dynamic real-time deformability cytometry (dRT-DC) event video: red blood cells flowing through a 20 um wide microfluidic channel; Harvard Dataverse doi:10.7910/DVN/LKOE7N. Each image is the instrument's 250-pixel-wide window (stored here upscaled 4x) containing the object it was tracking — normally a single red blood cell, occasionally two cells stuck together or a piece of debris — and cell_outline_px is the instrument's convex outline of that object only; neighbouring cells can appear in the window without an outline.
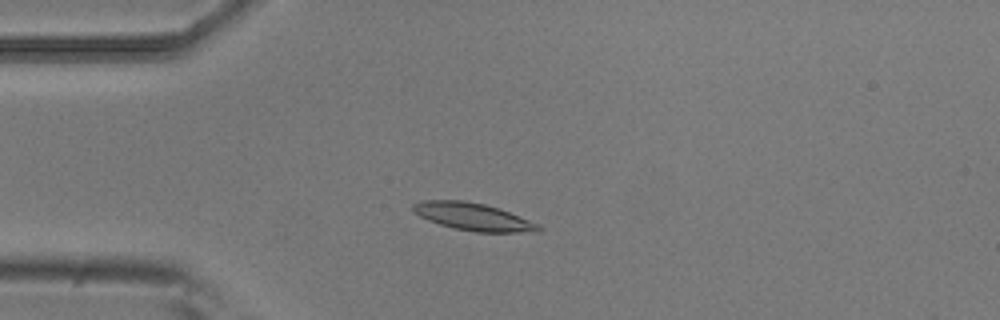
{"species": "common noctule bat (a hibernating species)", "species_latin": "Nyctalus noctula", "temperature_condition": "room temperature", "stored_images_in_passage": 10, "camera_frame_rate_fps": 3000, "um_per_image_px": 0.085, "animal": {"sex": "male", "body_mass_g": 20.5, "forearm_length_mm": 52.5}, "frame": {"image": 1, "passage_image": 4, "time_ms": 1.0, "image_size_px": [1000, 320], "cell_outline_px": [[544, 228], [540, 232], [476, 232], [452, 228], [428, 220], [412, 212], [412, 204], [424, 200], [464, 200], [484, 204], [500, 208], [540, 224]], "centroid_in_image_um": [40.25, 18.42], "position_along_channel_um": 44.7, "area_um2": 20.35}}
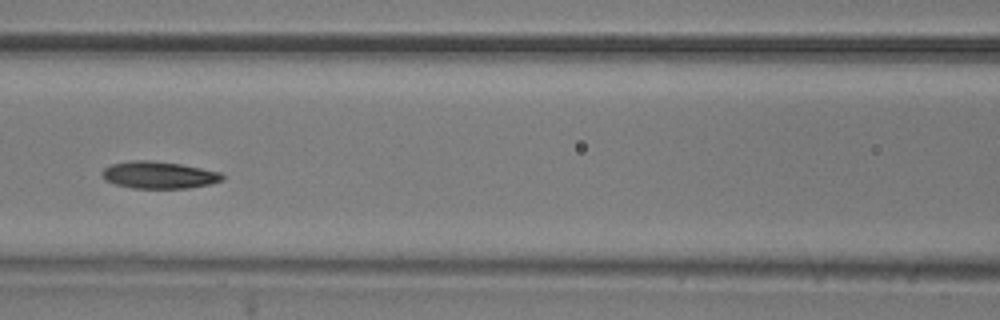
{"frame": {"image": 2, "passage_image": 7, "time_ms": 2.0, "image_size_px": [1000, 320], "cell_outline_px": [[224, 180], [208, 184], [188, 188], [132, 188], [116, 184], [104, 180], [100, 176], [100, 172], [104, 168], [112, 164], [132, 160], [152, 160], [180, 164], [220, 172], [224, 176]], "centroid_in_image_um": [13.46, 14.87], "position_along_channel_um": 153.1, "area_um2": 19.02}}
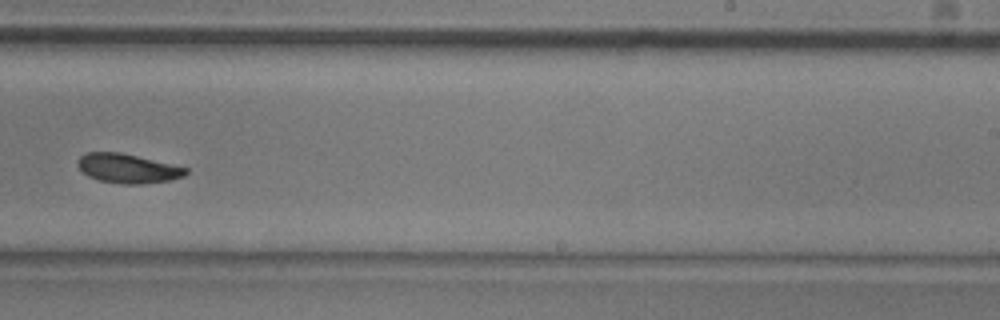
{"frame": {"image": 3, "passage_image": 10, "time_ms": 3.0, "image_size_px": [1000, 320], "cell_outline_px": [[188, 172], [184, 176], [168, 180], [140, 184], [124, 184], [100, 180], [88, 176], [76, 164], [80, 156], [88, 152], [120, 152], [172, 164], [188, 168]], "centroid_in_image_um": [10.85, 14.31], "position_along_channel_um": 278.1, "area_um2": 18.21}}